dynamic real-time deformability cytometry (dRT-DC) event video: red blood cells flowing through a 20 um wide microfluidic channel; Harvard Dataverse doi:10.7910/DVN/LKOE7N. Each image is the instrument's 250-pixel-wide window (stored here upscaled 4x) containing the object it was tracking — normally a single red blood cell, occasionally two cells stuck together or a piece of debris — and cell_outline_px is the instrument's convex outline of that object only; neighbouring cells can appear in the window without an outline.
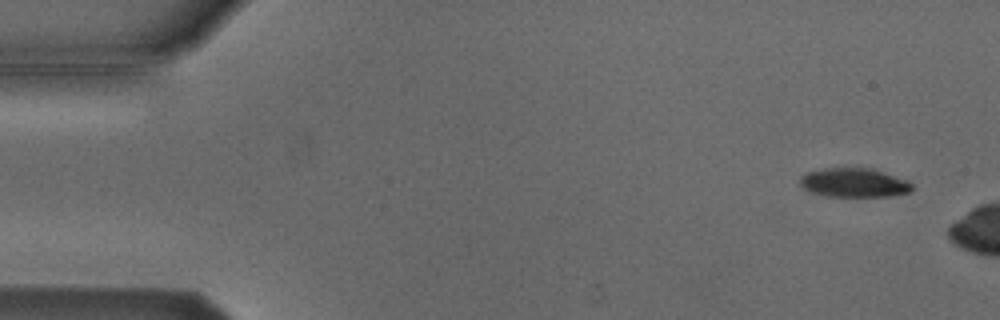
{"species": "Egyptian fruit bat (a non-hibernating species)", "species_latin": "Rousettus aegyptiacus", "temperature_condition": "cold", "stored_images_in_passage": 2, "camera_frame_rate_fps": 3000, "um_per_image_px": 0.085, "animal": {"sex": "male"}, "frame": {"image": 1, "passage_image": 2, "time_ms": 1.333, "image_size_px": [1000, 320], "cell_outline_px": [[912, 188], [908, 192], [892, 196], [824, 196], [812, 192], [804, 188], [800, 184], [800, 176], [808, 172], [824, 168], [872, 168], [908, 180], [912, 184]], "centroid_in_image_um": [72.59, 15.52], "position_along_channel_um": 12.4, "area_um2": 18.9}}